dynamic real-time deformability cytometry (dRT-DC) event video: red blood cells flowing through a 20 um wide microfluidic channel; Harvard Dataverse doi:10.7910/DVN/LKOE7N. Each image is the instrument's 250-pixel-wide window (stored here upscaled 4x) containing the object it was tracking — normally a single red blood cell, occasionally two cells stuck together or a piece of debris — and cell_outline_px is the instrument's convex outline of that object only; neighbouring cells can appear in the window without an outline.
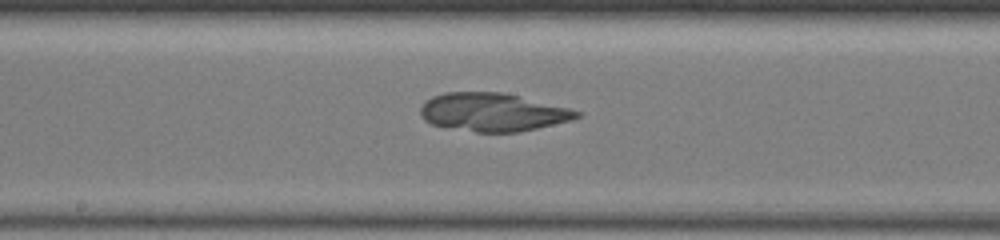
{"species": "common noctule bat (a hibernating species)", "species_latin": "Nyctalus noctula", "temperature_condition": "warm", "stored_images_in_passage": 15, "camera_frame_rate_fps": 3000, "um_per_image_px": 0.085, "animal": {"sex": "female", "body_mass_g": 19.5, "forearm_length_mm": 54.1}, "frame": {"image": 1, "passage_image": 14, "time_ms": 2.667, "image_size_px": [1000, 240], "cell_outline_px": [[584, 112], [580, 116], [572, 120], [536, 128], [516, 132], [476, 132], [444, 128], [432, 124], [424, 120], [420, 116], [420, 108], [424, 100], [432, 96], [444, 92], [504, 92]], "centroid_in_image_um": [41.83, 9.53], "position_along_channel_um": 206.4, "area_um2": 35.08}}